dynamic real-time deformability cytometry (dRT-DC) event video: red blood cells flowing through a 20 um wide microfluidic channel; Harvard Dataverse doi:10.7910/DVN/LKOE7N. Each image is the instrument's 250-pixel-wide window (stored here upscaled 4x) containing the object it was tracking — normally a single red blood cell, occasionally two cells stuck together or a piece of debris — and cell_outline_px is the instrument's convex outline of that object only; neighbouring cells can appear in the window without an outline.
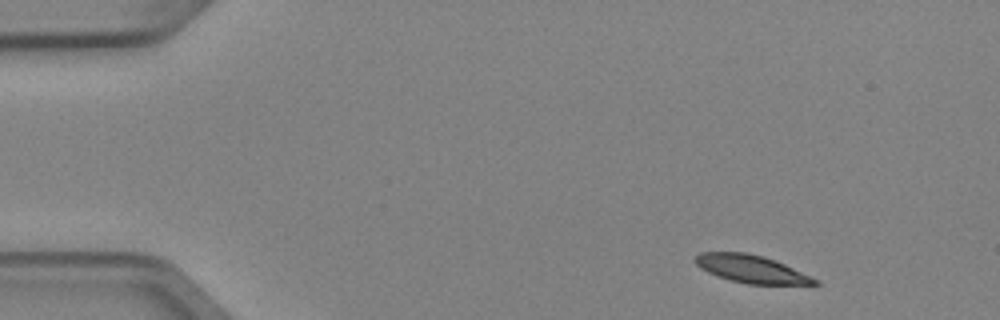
{"species": "Egyptian fruit bat (a non-hibernating species)", "species_latin": "Rousettus aegyptiacus", "temperature_condition": "cold", "stored_images_in_passage": 5, "camera_frame_rate_fps": 3000, "um_per_image_px": 0.085, "animal": {"sex": "female"}, "frame": {"image": 1, "passage_image": 1, "time_ms": 0.0, "image_size_px": [1000, 320], "cell_outline_px": [[820, 284], [748, 284], [732, 280], [708, 272], [700, 268], [692, 260], [700, 252], [744, 252], [764, 256], [784, 264], [820, 280]], "centroid_in_image_um": [63.85, 22.85], "position_along_channel_um": 21.1, "area_um2": 19.13}}
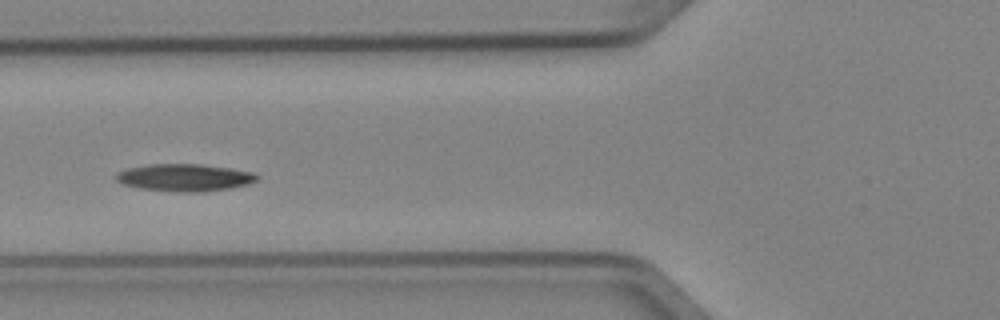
{"frame": {"image": 2, "passage_image": 4, "time_ms": 1.0, "image_size_px": [1000, 320], "cell_outline_px": [[260, 176], [256, 180], [248, 184], [228, 188], [204, 192], [184, 192], [140, 188], [124, 184], [116, 180], [116, 172], [128, 168], [148, 164], [200, 164], [232, 168], [252, 172]], "centroid_in_image_um": [15.7, 15.08], "position_along_channel_um": 110.1, "area_um2": 22.31}}
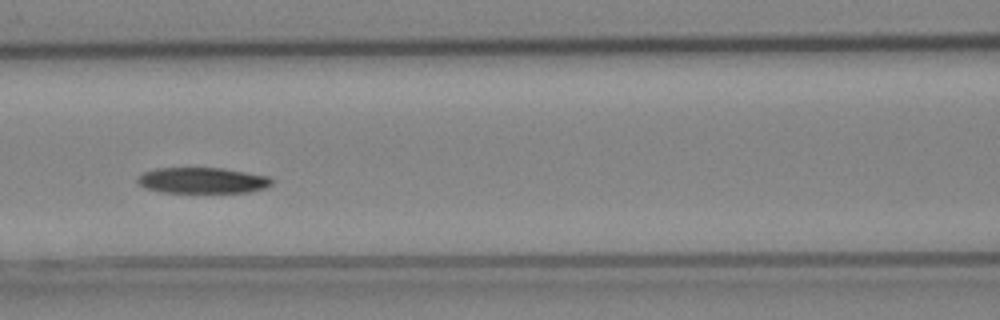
{"frame": {"image": 3, "passage_image": 5, "time_ms": 1.333, "image_size_px": [1000, 320], "cell_outline_px": [[272, 184], [264, 188], [248, 192], [160, 192], [148, 188], [140, 184], [136, 180], [144, 172], [156, 168], [224, 168], [268, 176], [272, 180]], "centroid_in_image_um": [17.22, 15.33], "position_along_channel_um": 149.4, "area_um2": 20.0}}